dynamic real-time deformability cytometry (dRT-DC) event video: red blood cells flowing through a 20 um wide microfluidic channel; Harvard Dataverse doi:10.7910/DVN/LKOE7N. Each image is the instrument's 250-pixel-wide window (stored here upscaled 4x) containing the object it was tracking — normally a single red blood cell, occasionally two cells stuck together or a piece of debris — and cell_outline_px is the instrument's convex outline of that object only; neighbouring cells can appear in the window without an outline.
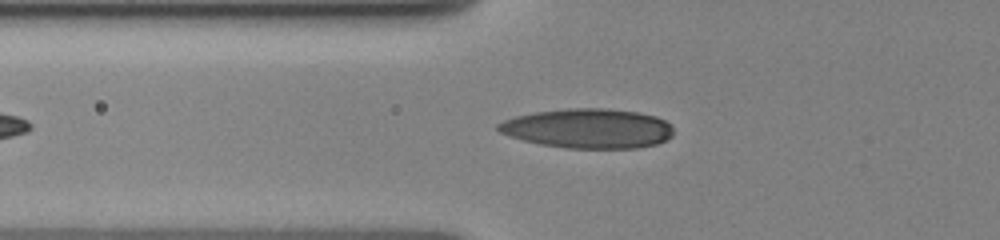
{"species": "human", "species_latin": "Homo sapiens", "temperature_condition": "cold", "stored_images_in_passage": 41, "camera_frame_rate_fps": 3000, "um_per_image_px": 0.085, "donor": {"sex": "female"}, "frame": {"image": 1, "passage_image": 9, "time_ms": 2.667, "image_size_px": [1000, 240], "cell_outline_px": [[672, 136], [656, 144], [636, 148], [568, 148], [540, 144], [508, 136], [500, 132], [496, 128], [496, 124], [504, 120], [516, 116], [536, 112], [568, 108], [604, 108], [636, 112], [656, 116], [664, 120], [672, 128]], "centroid_in_image_um": [49.96, 10.92], "position_along_channel_um": 75.8, "area_um2": 40.23}}
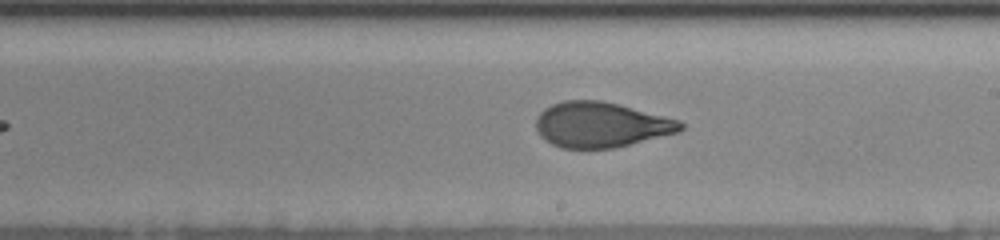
{"frame": {"image": 2, "passage_image": 23, "time_ms": 7.333, "image_size_px": [1000, 240], "cell_outline_px": [[684, 128], [676, 132], [612, 148], [560, 148], [544, 140], [540, 136], [536, 128], [536, 120], [540, 112], [544, 108], [552, 104], [564, 100], [600, 100], [680, 120], [684, 124]], "centroid_in_image_um": [51.02, 10.6], "position_along_channel_um": 238.0, "area_um2": 37.69}}
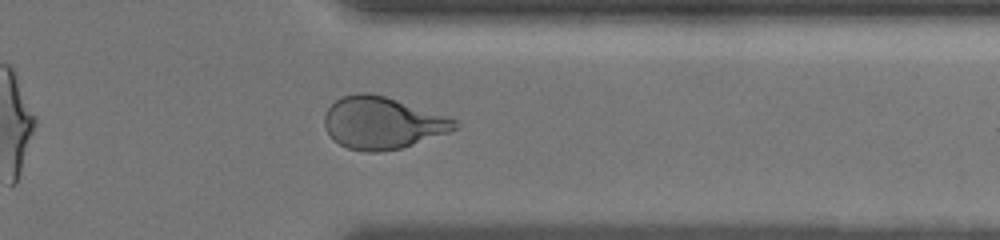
{"frame": {"image": 3, "passage_image": 35, "time_ms": 11.333, "image_size_px": [1000, 240], "cell_outline_px": [[460, 124], [456, 128], [448, 132], [400, 148], [380, 152], [364, 152], [348, 148], [332, 140], [324, 124], [324, 112], [340, 96], [356, 92], [368, 92], [384, 96], [456, 120]], "centroid_in_image_um": [32.42, 10.45], "position_along_channel_um": 379.0, "area_um2": 39.13}, "authors_computed_cell_mechanics": {"area_um2": 38.8994, "velocity_mm_per_s": 3.529, "shape_relaxation_time_tau1_ms": 4.5993, "shape_relaxation_time_tau2_ms": 1.0834, "deformation_change_tau1": 0.1965, "deformation_change_tau2": 0.0692}}